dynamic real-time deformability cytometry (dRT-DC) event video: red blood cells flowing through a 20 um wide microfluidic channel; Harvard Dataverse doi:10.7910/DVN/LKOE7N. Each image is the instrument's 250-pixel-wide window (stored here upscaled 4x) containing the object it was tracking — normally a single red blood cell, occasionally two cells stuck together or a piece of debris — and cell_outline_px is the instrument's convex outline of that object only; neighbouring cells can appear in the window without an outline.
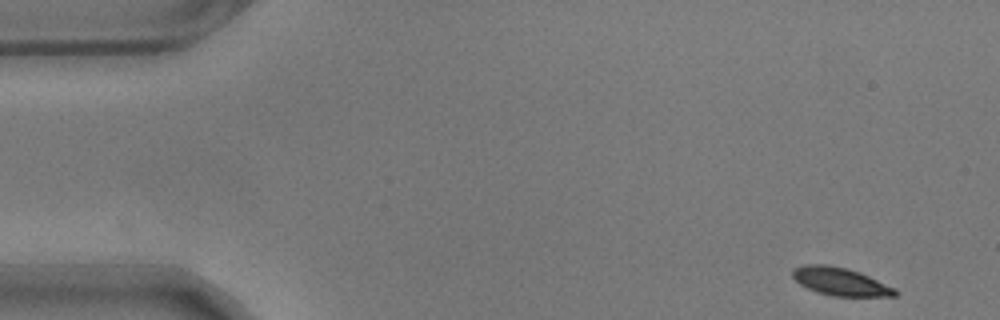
{"species": "common noctule bat (a hibernating species)", "species_latin": "Nyctalus noctula", "temperature_condition": "warm", "stored_images_in_passage": 56, "camera_frame_rate_fps": 3000, "um_per_image_px": 0.085, "animal": {"sex": "male", "body_mass_g": 17.9}, "frame": {"image": 1, "passage_image": 1, "time_ms": 0.0, "image_size_px": [1000, 320], "cell_outline_px": [[900, 292], [896, 296], [832, 296], [816, 292], [800, 284], [792, 276], [792, 268], [804, 264], [824, 264], [844, 268], [860, 272], [896, 288]], "centroid_in_image_um": [71.44, 23.93], "position_along_channel_um": 13.6, "area_um2": 16.76}}
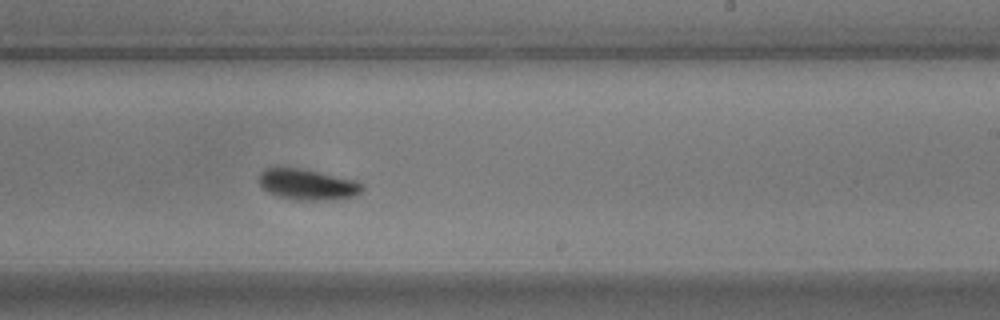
{"frame": {"image": 2, "passage_image": 32, "time_ms": 10.333, "image_size_px": [1000, 320], "cell_outline_px": [[364, 188], [356, 196], [316, 200], [300, 200], [280, 196], [268, 192], [260, 184], [260, 172], [264, 168], [296, 168], [356, 180], [364, 184]], "centroid_in_image_um": [26.15, 15.68], "position_along_channel_um": 262.8, "area_um2": 18.03}}
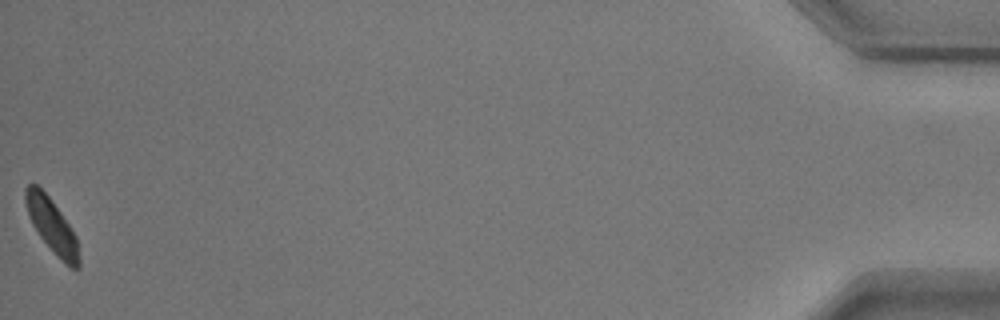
{"frame": {"image": 3, "passage_image": 55, "time_ms": 18.0, "image_size_px": [1000, 320], "cell_outline_px": [[80, 268], [72, 268], [64, 264], [60, 260], [40, 236], [32, 224], [24, 200], [24, 188], [28, 184], [36, 184], [52, 200], [76, 236], [80, 260]], "centroid_in_image_um": [4.41, 19.2], "position_along_channel_um": 430.8, "area_um2": 16.65}, "authors_computed_cell_mechanics": {"area_um2": 17.8024, "velocity_mm_per_s": 3.4889, "shape_relaxation_time_tau1_ms": 4.7658, "shape_relaxation_time_tau2_ms": null, "deformation_change_tau1": 0.1768, "deformation_change_tau2": null}}